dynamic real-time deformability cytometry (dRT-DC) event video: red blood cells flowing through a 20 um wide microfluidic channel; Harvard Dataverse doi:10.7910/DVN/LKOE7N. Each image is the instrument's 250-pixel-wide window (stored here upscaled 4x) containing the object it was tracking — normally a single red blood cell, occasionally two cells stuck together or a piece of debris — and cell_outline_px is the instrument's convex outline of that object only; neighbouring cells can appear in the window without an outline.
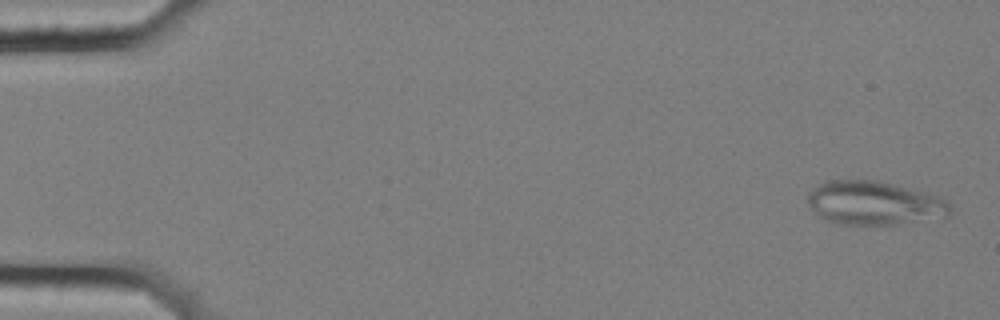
{"species": "common noctule bat (a hibernating species)", "species_latin": "Nyctalus noctula", "temperature_condition": "cold", "stored_images_in_passage": 57, "camera_frame_rate_fps": 3000, "um_per_image_px": 0.085, "animal": {"sex": "female", "body_mass_g": 25.1}, "frame": {"image": 1, "passage_image": 2, "time_ms": 0.333, "image_size_px": [1000, 320], "cell_outline_px": [[952, 212], [948, 216], [896, 224], [840, 224], [824, 220], [816, 216], [808, 204], [808, 192], [812, 188], [824, 180], [880, 180], [896, 184], [940, 196], [948, 200], [952, 208]], "centroid_in_image_um": [74.3, 17.24], "position_along_channel_um": 10.7, "area_um2": 36.82}}
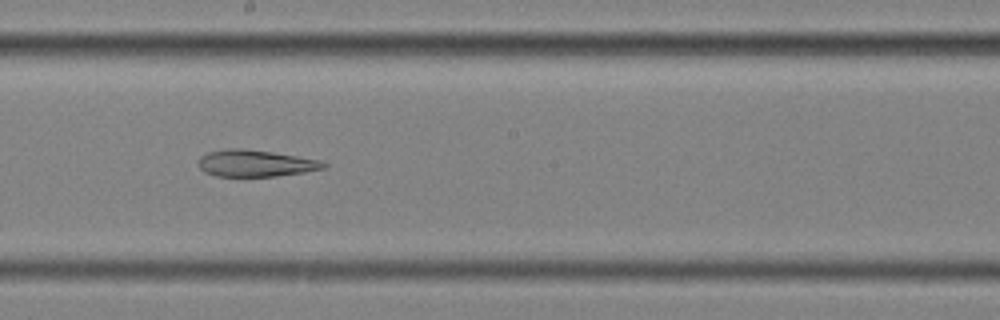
{"frame": {"image": 2, "passage_image": 32, "time_ms": 10.333, "image_size_px": [1000, 320], "cell_outline_px": [[328, 168], [304, 172], [276, 176], [216, 176], [204, 172], [196, 164], [196, 160], [200, 156], [208, 152], [232, 148], [244, 148], [272, 152], [320, 160], [328, 164]], "centroid_in_image_um": [21.69, 13.88], "position_along_channel_um": 226.5, "area_um2": 19.65}}
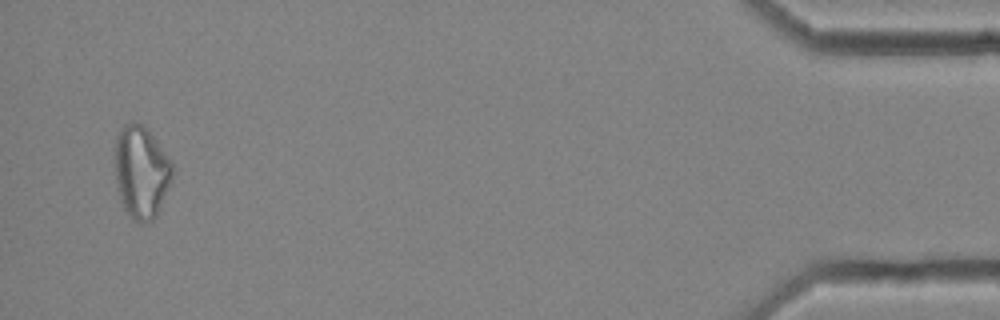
{"frame": {"image": 3, "passage_image": 55, "time_ms": 18.0, "image_size_px": [1000, 320], "cell_outline_px": [[172, 176], [160, 208], [156, 216], [152, 220], [140, 224], [128, 216], [120, 200], [116, 180], [116, 136], [124, 124], [140, 124], [148, 128], [172, 160]], "centroid_in_image_um": [12.02, 14.64], "position_along_channel_um": 423.2, "area_um2": 30.81}}